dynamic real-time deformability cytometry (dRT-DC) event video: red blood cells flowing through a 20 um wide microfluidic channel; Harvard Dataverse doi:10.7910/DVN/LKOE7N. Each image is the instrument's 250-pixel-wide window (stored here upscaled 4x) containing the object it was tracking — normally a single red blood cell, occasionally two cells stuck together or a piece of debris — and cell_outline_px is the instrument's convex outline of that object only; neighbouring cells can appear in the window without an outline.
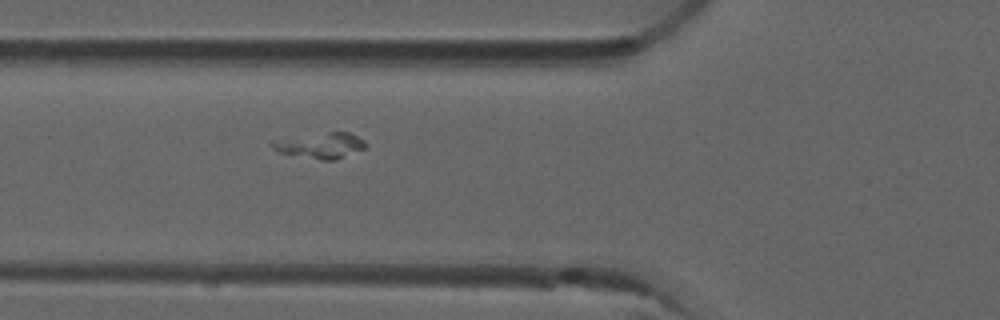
{"species": "common noctule bat (a hibernating species)", "species_latin": "Nyctalus noctula", "temperature_condition": "room temperature", "stored_images_in_passage": 3, "camera_frame_rate_fps": 3000, "um_per_image_px": 0.085, "animal": {"sex": "male", "forearm_length_mm": 52.5}, "frame": {"image": 1, "passage_image": 3, "time_ms": 0.667, "image_size_px": [1000, 320], "cell_outline_px": [[364, 148], [336, 160], [320, 160], [280, 152], [272, 148], [272, 140], [332, 132], [348, 132], [364, 140]], "centroid_in_image_um": [27.25, 12.38], "position_along_channel_um": 98.6, "area_um2": 13.47}}